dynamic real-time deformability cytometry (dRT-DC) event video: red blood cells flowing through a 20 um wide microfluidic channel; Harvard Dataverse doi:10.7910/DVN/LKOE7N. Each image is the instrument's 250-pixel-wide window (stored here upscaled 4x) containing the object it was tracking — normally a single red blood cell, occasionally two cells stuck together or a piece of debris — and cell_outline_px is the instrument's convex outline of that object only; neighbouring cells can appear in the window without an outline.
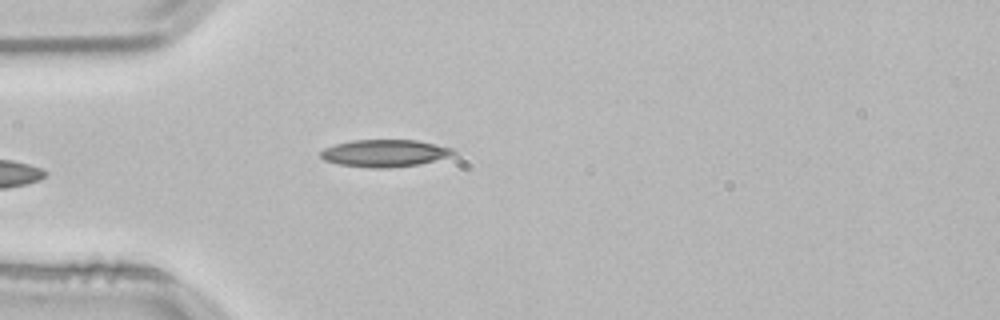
{"species": "common noctule bat (a hibernating species)", "species_latin": "Nyctalus noctula", "temperature_condition": "room temperature", "stored_images_in_passage": 37, "camera_frame_rate_fps": 3000, "um_per_image_px": 0.085, "animal": {"sex": "male", "body_mass_g": 21.5, "forearm_length_mm": 52.0}, "frame": {"image": 1, "passage_image": 1, "time_ms": 0.0, "image_size_px": [1000, 320], "cell_outline_px": [[456, 152], [452, 156], [420, 164], [388, 168], [376, 168], [336, 164], [324, 160], [320, 156], [320, 152], [324, 148], [336, 144], [352, 140], [416, 140], [452, 148]], "centroid_in_image_um": [32.69, 13.02], "position_along_channel_um": 52.3, "area_um2": 21.04}, "authors_computed_cell_mechanics": {"area_um2": 17.6868, "velocity_mm_per_s": 3.8025, "shape_relaxation_time_tau1_ms": 2.145, "shape_relaxation_time_tau2_ms": 1.9713, "deformation_change_tau1": 0.1751, "deformation_change_tau2": 0.0742}}